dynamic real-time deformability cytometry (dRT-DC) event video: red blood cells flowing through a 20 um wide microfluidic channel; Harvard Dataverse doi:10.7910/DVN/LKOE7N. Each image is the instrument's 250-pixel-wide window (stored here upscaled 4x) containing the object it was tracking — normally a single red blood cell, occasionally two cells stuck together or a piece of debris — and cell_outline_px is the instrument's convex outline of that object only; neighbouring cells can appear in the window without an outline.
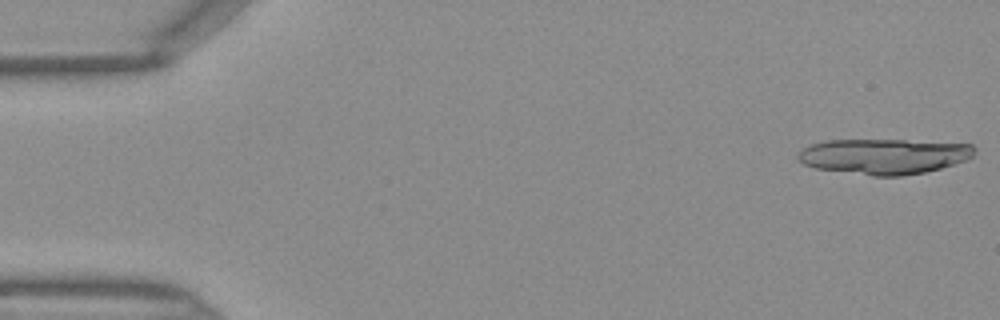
{"species": "Egyptian fruit bat (a non-hibernating species)", "species_latin": "Rousettus aegyptiacus", "temperature_condition": "warm", "stored_images_in_passage": 16, "camera_frame_rate_fps": 3000, "um_per_image_px": 0.085, "frame": {"image": 1, "passage_image": 1, "time_ms": 0.0, "image_size_px": [1000, 320], "cell_outline_px": [[976, 152], [968, 160], [940, 168], [924, 172], [900, 176], [872, 176], [816, 168], [804, 164], [796, 160], [796, 156], [804, 148], [812, 144], [824, 140], [904, 140], [972, 144], [976, 148]], "centroid_in_image_um": [75.15, 13.28], "position_along_channel_um": 9.9, "area_um2": 36.53}}